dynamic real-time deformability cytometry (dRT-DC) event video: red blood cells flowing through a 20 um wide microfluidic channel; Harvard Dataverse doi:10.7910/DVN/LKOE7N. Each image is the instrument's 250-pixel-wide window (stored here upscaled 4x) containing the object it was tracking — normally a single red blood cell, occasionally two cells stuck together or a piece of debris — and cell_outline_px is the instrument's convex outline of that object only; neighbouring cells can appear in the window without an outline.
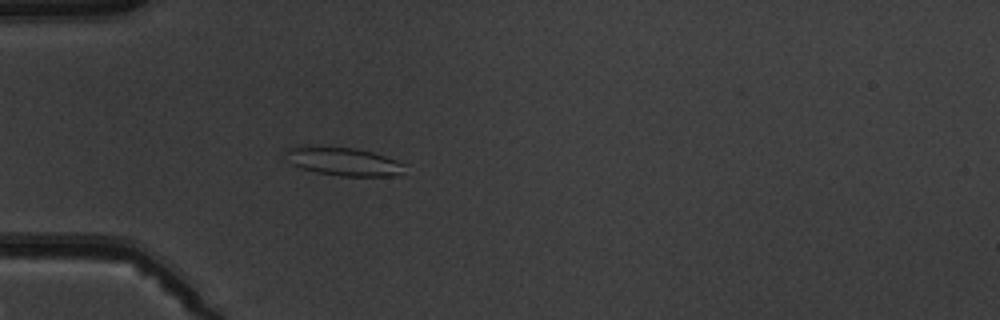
{"species": "common noctule bat (a hibernating species)", "species_latin": "Nyctalus noctula", "temperature_condition": "warm", "stored_images_in_passage": 4, "camera_frame_rate_fps": 3000, "um_per_image_px": 0.085, "animal": {"sex": "male", "body_mass_g": 19.5, "forearm_length_mm": 54.6}, "frame": {"image": 1, "passage_image": 4, "time_ms": 3.333, "image_size_px": [1000, 320], "cell_outline_px": [[404, 164], [400, 172], [392, 176], [340, 176], [316, 172], [300, 168], [292, 164], [284, 152], [288, 148], [356, 148], [372, 152], [396, 160]], "centroid_in_image_um": [29.21, 13.76], "position_along_channel_um": 55.8, "area_um2": 18.79}}